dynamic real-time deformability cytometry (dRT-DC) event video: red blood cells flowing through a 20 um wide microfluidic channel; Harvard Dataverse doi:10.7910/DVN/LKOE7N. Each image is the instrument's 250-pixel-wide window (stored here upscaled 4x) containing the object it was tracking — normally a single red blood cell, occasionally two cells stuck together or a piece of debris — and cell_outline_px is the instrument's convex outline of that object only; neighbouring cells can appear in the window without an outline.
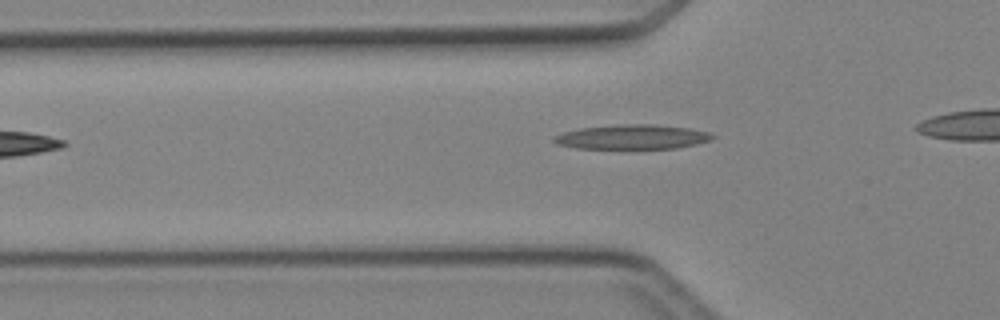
{"species": "Egyptian fruit bat (a non-hibernating species)", "species_latin": "Rousettus aegyptiacus", "temperature_condition": "cold", "stored_images_in_passage": 4, "segment_of_instrument_passage": [2, 2], "camera_frame_rate_fps": 3000, "um_per_image_px": 0.085, "animal": {"sex": "female"}, "frame": {"image": 1, "passage_image": 4, "time_ms": 3.333, "image_size_px": [1000, 320], "cell_outline_px": [[716, 136], [712, 140], [696, 144], [676, 148], [576, 148], [556, 144], [552, 140], [552, 136], [564, 132], [580, 128], [620, 124], [652, 124], [688, 128], [708, 132]], "centroid_in_image_um": [53.72, 11.63], "position_along_channel_um": 72.1, "area_um2": 22.6}}